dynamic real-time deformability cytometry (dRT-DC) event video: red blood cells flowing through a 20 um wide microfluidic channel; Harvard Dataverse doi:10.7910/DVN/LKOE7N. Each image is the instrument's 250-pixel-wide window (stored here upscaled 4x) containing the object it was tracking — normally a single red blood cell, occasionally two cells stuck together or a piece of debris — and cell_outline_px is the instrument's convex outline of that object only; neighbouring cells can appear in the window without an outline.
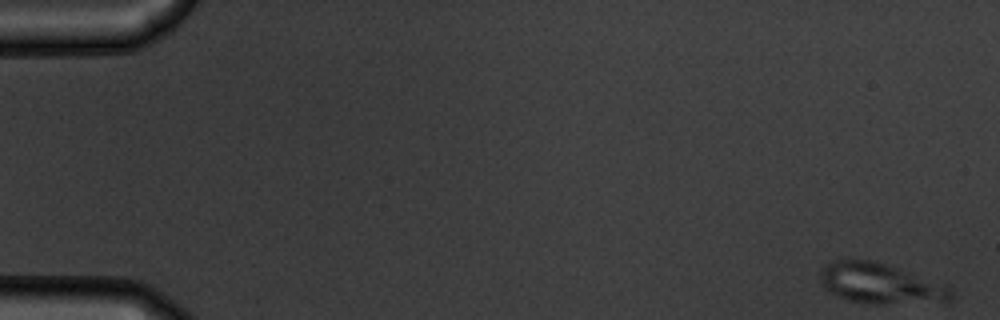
{"species": "common noctule bat (a hibernating species)", "species_latin": "Nyctalus noctula", "temperature_condition": "warm", "stored_images_in_passage": 55, "camera_frame_rate_fps": 3000, "um_per_image_px": 0.085, "animal": {"sex": "male", "body_mass_g": 19.5, "forearm_length_mm": 54.6}, "frame": {"image": 1, "passage_image": 1, "time_ms": 0.0, "image_size_px": [1000, 320], "cell_outline_px": [[952, 296], [948, 300], [876, 304], [868, 304], [848, 300], [836, 296], [828, 292], [820, 280], [820, 272], [828, 264], [836, 260], [872, 260], [952, 288]], "centroid_in_image_um": [74.72, 24.11], "position_along_channel_um": 10.3, "area_um2": 29.65}}
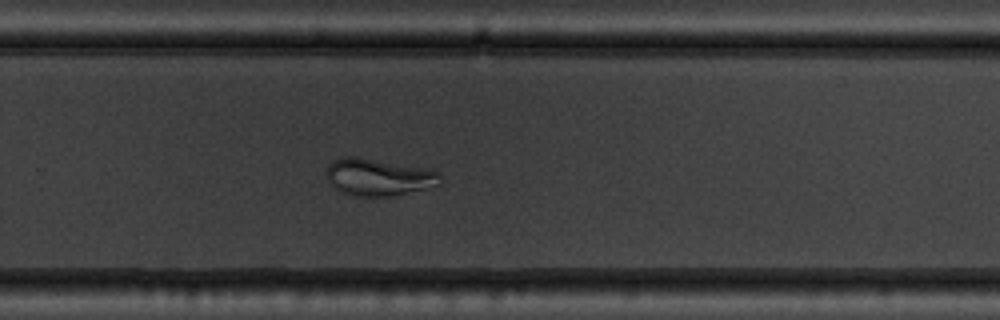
{"frame": {"image": 2, "passage_image": 37, "time_ms": 12.0, "image_size_px": [1000, 320], "cell_outline_px": [[440, 184], [392, 196], [352, 196], [340, 192], [328, 180], [328, 164], [332, 160], [344, 156], [360, 156], [440, 172]], "centroid_in_image_um": [32.12, 15.05], "position_along_channel_um": 297.7, "area_um2": 24.28}}
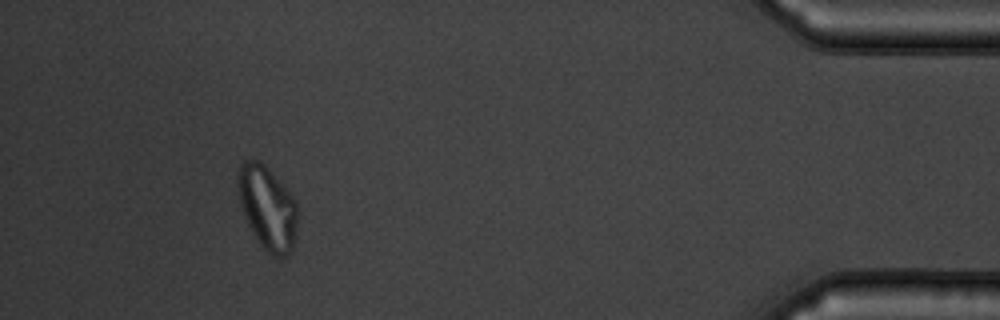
{"frame": {"image": 3, "passage_image": 51, "time_ms": 16.667, "image_size_px": [1000, 320], "cell_outline_px": [[296, 228], [292, 248], [288, 256], [280, 260], [272, 256], [260, 244], [248, 224], [244, 216], [240, 204], [236, 184], [236, 172], [240, 164], [244, 160], [260, 160], [288, 188], [296, 200]], "centroid_in_image_um": [22.71, 17.63], "position_along_channel_um": 412.5, "area_um2": 29.54}, "authors_computed_cell_mechanics": {"area_um2": 28.4376, "velocity_mm_per_s": 3.6552, "shape_relaxation_time_tau1_ms": 8.8877, "shape_relaxation_time_tau2_ms": null, "deformation_change_tau1": 0.1929, "deformation_change_tau2": null}}